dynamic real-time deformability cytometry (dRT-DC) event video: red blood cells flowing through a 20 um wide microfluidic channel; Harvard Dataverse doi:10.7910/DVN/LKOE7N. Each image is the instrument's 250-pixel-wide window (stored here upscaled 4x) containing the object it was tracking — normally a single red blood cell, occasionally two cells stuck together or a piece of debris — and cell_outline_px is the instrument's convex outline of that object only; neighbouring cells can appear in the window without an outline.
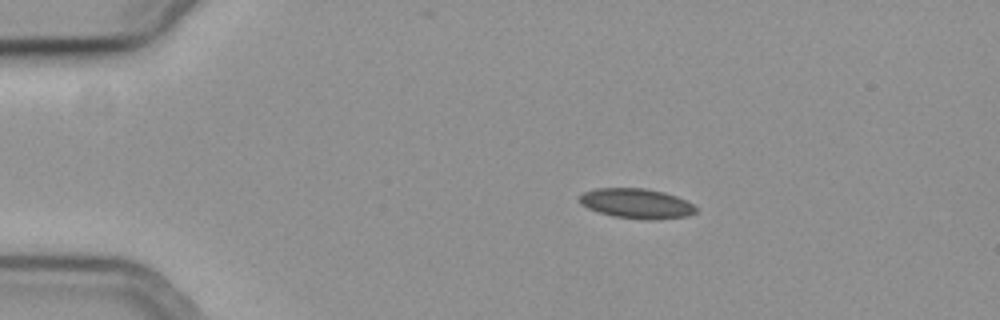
{"species": "common noctule bat (a hibernating species)", "species_latin": "Nyctalus noctula", "temperature_condition": "cold", "stored_images_in_passage": 47, "camera_frame_rate_fps": 3000, "um_per_image_px": 0.085, "animal": {"sex": "female", "body_mass_g": 19.3, "forearm_length_mm": 54.1}, "frame": {"image": 1, "passage_image": 1, "time_ms": 0.0, "image_size_px": [1000, 320], "cell_outline_px": [[696, 212], [688, 216], [648, 220], [612, 216], [588, 208], [580, 204], [580, 196], [584, 192], [596, 188], [648, 188], [664, 192], [676, 196], [692, 204], [696, 208]], "centroid_in_image_um": [54.1, 17.29], "position_along_channel_um": 30.9, "area_um2": 20.17}}
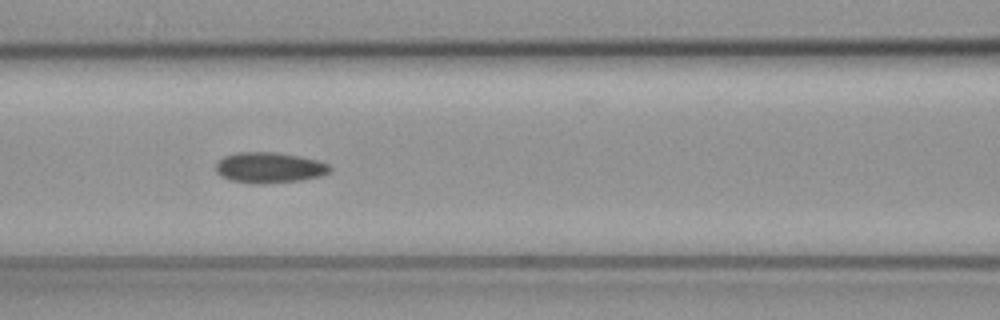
{"frame": {"image": 2, "passage_image": 15, "time_ms": 4.667, "image_size_px": [1000, 320], "cell_outline_px": [[332, 172], [320, 176], [300, 180], [264, 184], [252, 184], [232, 180], [220, 176], [216, 172], [216, 164], [224, 156], [236, 152], [276, 152], [316, 160], [328, 164], [332, 168]], "centroid_in_image_um": [22.88, 14.26], "position_along_channel_um": 143.7, "area_um2": 20.4}}
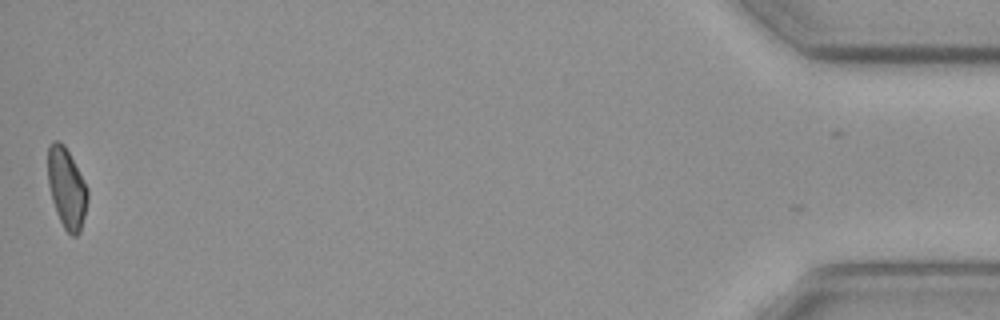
{"frame": {"image": 3, "passage_image": 46, "time_ms": 15.0, "image_size_px": [1000, 320], "cell_outline_px": [[88, 200], [80, 232], [76, 236], [72, 236], [64, 228], [56, 212], [52, 200], [48, 184], [48, 144], [52, 140], [60, 140], [64, 144], [88, 188]], "centroid_in_image_um": [5.66, 15.97], "position_along_channel_um": 429.5, "area_um2": 18.61}, "authors_computed_cell_mechanics": {"area_um2": 19.941, "velocity_mm_per_s": 3.7092, "shape_relaxation_time_tau1_ms": null, "shape_relaxation_time_tau2_ms": 6.2678, "deformation_change_tau1": null, "deformation_change_tau2": 0.1009}}